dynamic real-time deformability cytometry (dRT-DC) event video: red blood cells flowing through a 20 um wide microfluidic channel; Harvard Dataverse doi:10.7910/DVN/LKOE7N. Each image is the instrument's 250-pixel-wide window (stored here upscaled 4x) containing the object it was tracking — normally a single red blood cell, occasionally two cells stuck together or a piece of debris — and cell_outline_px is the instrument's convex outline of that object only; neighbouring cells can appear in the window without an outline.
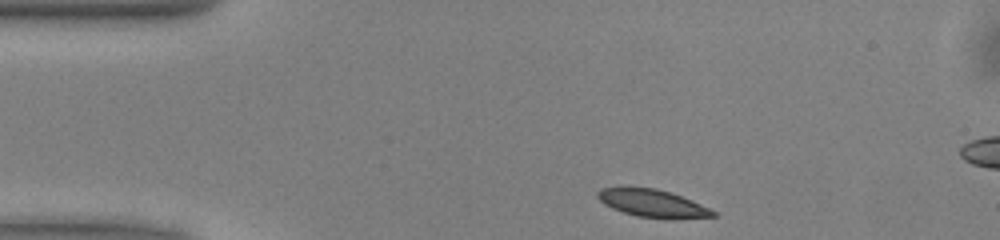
{"species": "common noctule bat (a hibernating species)", "species_latin": "Nyctalus noctula", "temperature_condition": "warm", "stored_images_in_passage": 44, "segment_of_instrument_passage": [1, 2], "camera_frame_rate_fps": 3000, "um_per_image_px": 0.085, "animal": {"sex": "male", "body_mass_g": 13.0, "forearm_length_mm": 53.1}, "frame": {"image": 1, "passage_image": 1, "time_ms": 0.0, "image_size_px": [1000, 240], "cell_outline_px": [[716, 216], [636, 216], [612, 208], [604, 204], [596, 196], [596, 192], [600, 188], [656, 188], [672, 192], [692, 200], [716, 212]], "centroid_in_image_um": [55.37, 17.22], "position_along_channel_um": 29.6, "area_um2": 17.51}}
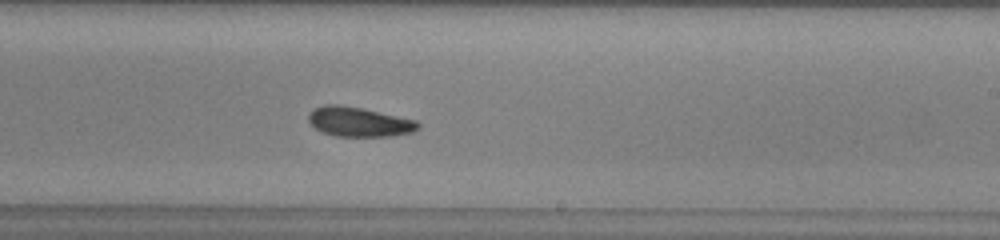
{"frame": {"image": 2, "passage_image": 22, "time_ms": 7.0, "image_size_px": [1000, 240], "cell_outline_px": [[420, 128], [412, 132], [392, 136], [336, 136], [320, 132], [308, 120], [308, 112], [324, 104], [340, 104], [360, 108], [416, 120], [420, 124]], "centroid_in_image_um": [30.5, 10.36], "position_along_channel_um": 258.5, "area_um2": 18.84}}
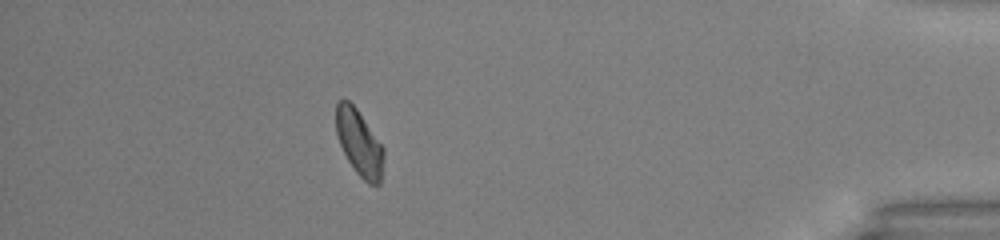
{"frame": {"image": 3, "passage_image": 37, "time_ms": 12.0, "image_size_px": [1000, 240], "cell_outline_px": [[384, 156], [380, 184], [368, 184], [356, 172], [348, 160], [340, 144], [336, 132], [336, 100], [348, 100], [356, 108], [384, 148]], "centroid_in_image_um": [30.53, 12.14], "position_along_channel_um": 404.7, "area_um2": 18.09}}